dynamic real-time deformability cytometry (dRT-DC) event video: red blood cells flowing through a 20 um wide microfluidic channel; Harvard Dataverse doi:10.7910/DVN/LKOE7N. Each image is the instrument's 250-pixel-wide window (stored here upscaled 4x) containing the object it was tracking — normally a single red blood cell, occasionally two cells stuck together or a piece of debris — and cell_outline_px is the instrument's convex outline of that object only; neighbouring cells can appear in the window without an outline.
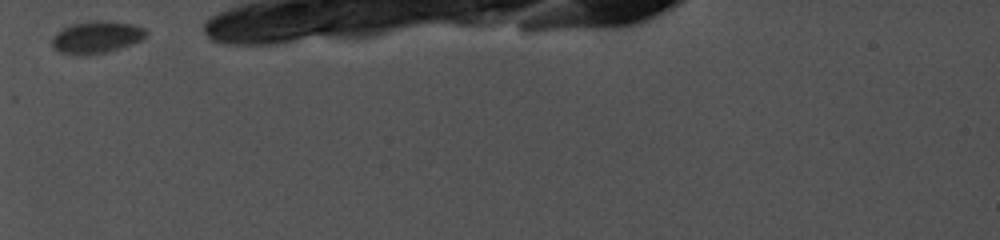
{"species": "common noctule bat (a hibernating species)", "species_latin": "Nyctalus noctula", "temperature_condition": "cold", "stored_images_in_passage": 25, "camera_frame_rate_fps": 5000, "um_per_image_px": 0.085, "animal": {"sex": "female", "body_mass_g": 19.0, "forearm_length_mm": 56.7}, "frame": {"image": 1, "passage_image": 1, "time_ms": 0.0, "image_size_px": [1000, 240], "cell_outline_px": [[148, 36], [140, 40], [104, 52], [60, 52], [52, 48], [52, 36], [56, 32], [72, 24], [92, 20], [104, 20], [132, 24], [144, 28], [148, 32]], "centroid_in_image_um": [8.21, 3.09], "position_along_channel_um": 76.8, "area_um2": 16.88}}
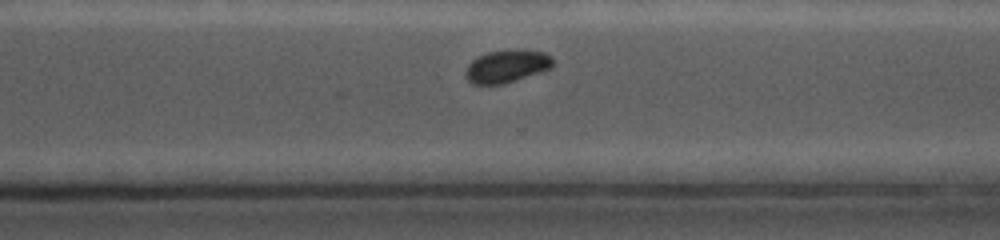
{"frame": {"image": 2, "passage_image": 18, "time_ms": 6.8, "image_size_px": [1000, 240], "cell_outline_px": [[552, 68], [504, 84], [472, 84], [464, 76], [464, 72], [468, 64], [476, 56], [488, 52], [516, 48], [524, 48], [544, 52], [552, 56]], "centroid_in_image_um": [43.07, 5.6], "position_along_channel_um": 327.5, "area_um2": 17.05}}